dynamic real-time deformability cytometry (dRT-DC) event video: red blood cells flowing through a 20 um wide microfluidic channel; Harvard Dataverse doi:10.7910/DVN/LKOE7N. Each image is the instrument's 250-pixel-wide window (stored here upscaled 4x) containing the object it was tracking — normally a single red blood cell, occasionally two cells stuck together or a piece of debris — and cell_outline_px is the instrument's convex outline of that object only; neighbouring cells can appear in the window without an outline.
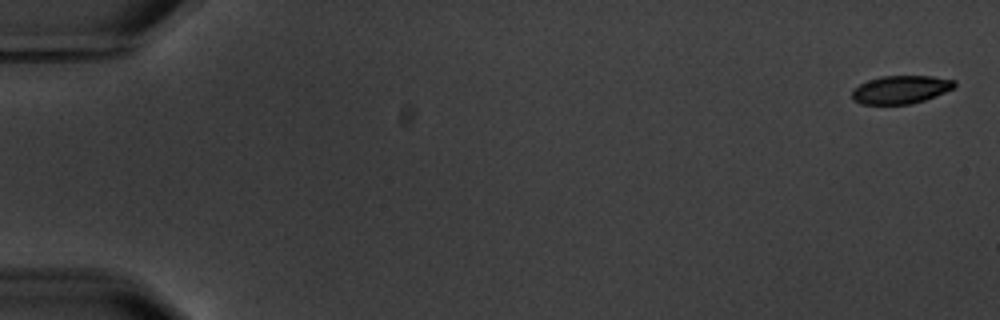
{"species": "common noctule bat (a hibernating species)", "species_latin": "Nyctalus noctula", "temperature_condition": "warm", "stored_images_in_passage": 5, "camera_frame_rate_fps": 3000, "um_per_image_px": 0.085, "animal": {"sex": "male", "body_mass_g": 20.1, "forearm_length_mm": 53.5}, "frame": {"image": 1, "passage_image": 1, "time_ms": 0.0, "image_size_px": [1000, 320], "cell_outline_px": [[956, 84], [952, 88], [944, 92], [924, 100], [908, 104], [860, 104], [852, 100], [852, 92], [860, 84], [868, 80], [880, 76], [932, 76], [956, 80]], "centroid_in_image_um": [76.54, 7.61], "position_along_channel_um": 8.5, "area_um2": 16.65}}